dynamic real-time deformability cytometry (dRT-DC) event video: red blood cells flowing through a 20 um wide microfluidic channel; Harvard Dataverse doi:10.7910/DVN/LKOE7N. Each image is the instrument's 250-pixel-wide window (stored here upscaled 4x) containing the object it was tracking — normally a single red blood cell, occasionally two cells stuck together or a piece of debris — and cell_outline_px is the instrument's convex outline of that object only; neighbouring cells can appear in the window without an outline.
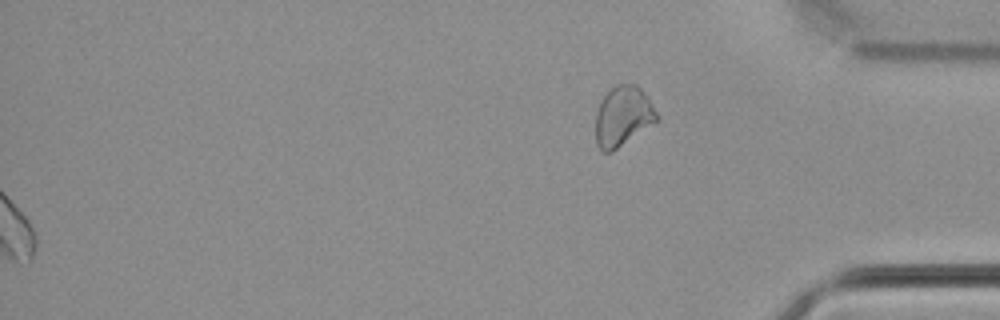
{"species": "common noctule bat (a hibernating species)", "species_latin": "Nyctalus noctula", "temperature_condition": "cold", "stored_images_in_passage": 37, "segment_of_instrument_passage": [2, 2], "camera_frame_rate_fps": 3000, "um_per_image_px": 0.085, "animal": {"sex": "male", "body_mass_g": 21.5, "forearm_length_mm": 52.0}, "frame": {"image": 1, "passage_image": 37, "time_ms": 12.0, "image_size_px": [1000, 320], "cell_outline_px": [[660, 120], [612, 152], [604, 152], [596, 144], [596, 112], [600, 100], [616, 84], [636, 84], [648, 96], [660, 116]], "centroid_in_image_um": [52.98, 9.88], "position_along_channel_um": 382.2, "area_um2": 21.68}}